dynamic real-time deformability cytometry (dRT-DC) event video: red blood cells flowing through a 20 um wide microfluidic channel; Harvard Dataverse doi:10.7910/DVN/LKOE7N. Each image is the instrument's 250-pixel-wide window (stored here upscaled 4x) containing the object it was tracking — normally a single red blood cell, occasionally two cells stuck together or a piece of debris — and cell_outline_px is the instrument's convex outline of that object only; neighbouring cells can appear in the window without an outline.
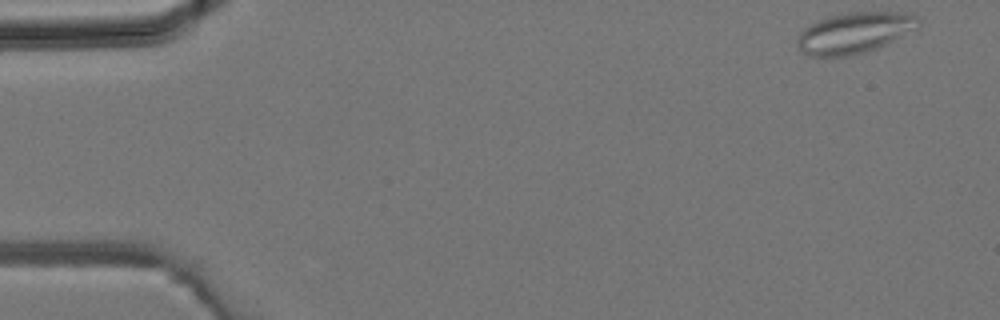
{"species": "common noctule bat (a hibernating species)", "species_latin": "Nyctalus noctula", "temperature_condition": "room temperature", "stored_images_in_passage": 4, "camera_frame_rate_fps": 3000, "um_per_image_px": 0.085, "animal": {"sex": "male", "body_mass_g": 19.2, "forearm_length_mm": 51.8}, "frame": {"image": 1, "passage_image": 1, "time_ms": 0.0, "image_size_px": [1000, 320], "cell_outline_px": [[920, 28], [876, 48], [864, 52], [848, 56], [808, 56], [800, 48], [796, 40], [800, 32], [804, 28], [828, 16], [840, 12], [904, 12], [916, 16], [920, 20]], "centroid_in_image_um": [72.66, 2.77], "position_along_channel_um": 12.3, "area_um2": 28.9}}
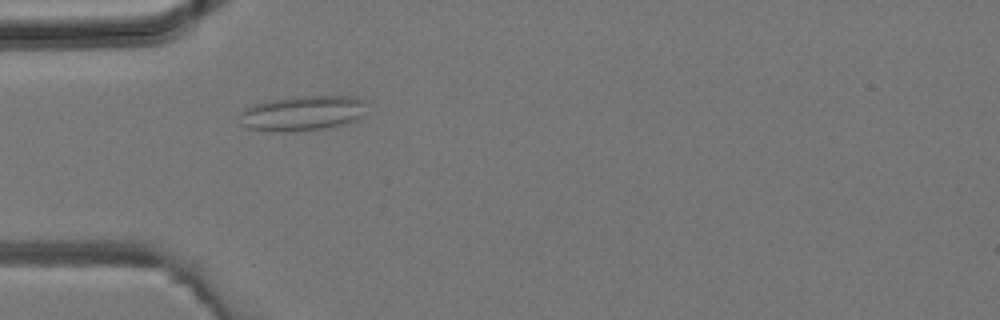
{"frame": {"image": 2, "passage_image": 4, "time_ms": 1.0, "image_size_px": [1000, 320], "cell_outline_px": [[368, 112], [364, 116], [356, 120], [328, 128], [284, 132], [280, 132], [248, 128], [240, 124], [240, 112], [244, 108], [252, 104], [268, 100], [292, 96], [356, 96], [364, 100]], "centroid_in_image_um": [25.73, 9.61], "position_along_channel_um": 59.3, "area_um2": 26.47}}